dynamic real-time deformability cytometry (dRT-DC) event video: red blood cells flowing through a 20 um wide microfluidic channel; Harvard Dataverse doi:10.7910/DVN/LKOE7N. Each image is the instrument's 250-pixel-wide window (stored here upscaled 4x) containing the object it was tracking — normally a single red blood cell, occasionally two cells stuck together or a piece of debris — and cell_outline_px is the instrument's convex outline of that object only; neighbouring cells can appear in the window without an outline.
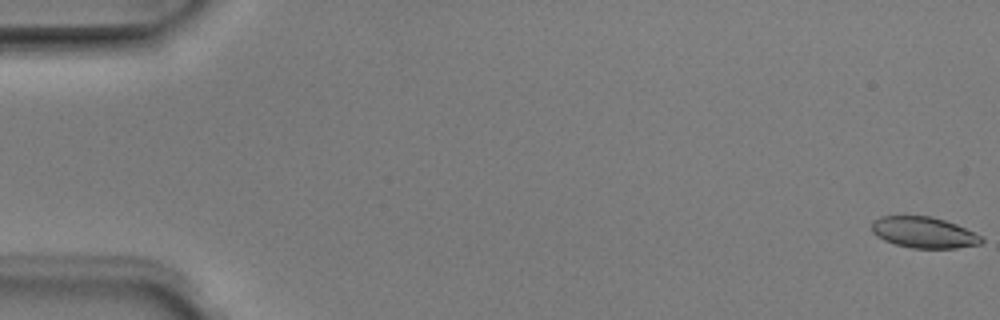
{"species": "Egyptian fruit bat (a non-hibernating species)", "species_latin": "Rousettus aegyptiacus", "temperature_condition": "room temperature", "stored_images_in_passage": 2, "camera_frame_rate_fps": 3000, "um_per_image_px": 0.085, "animal": {"sex": "male"}, "frame": {"image": 1, "passage_image": 1, "time_ms": 0.0, "image_size_px": [1000, 320], "cell_outline_px": [[984, 240], [980, 244], [956, 248], [912, 248], [896, 244], [884, 240], [876, 236], [872, 232], [872, 220], [880, 216], [932, 216], [956, 224], [984, 236]], "centroid_in_image_um": [78.54, 19.75], "position_along_channel_um": 6.5, "area_um2": 20.0}}
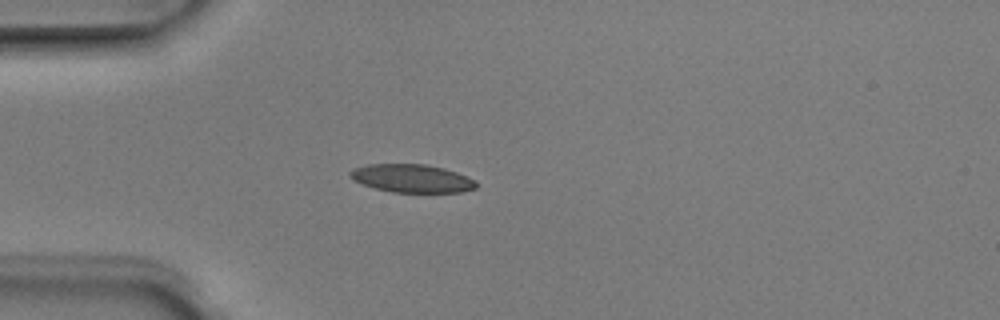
{"frame": {"image": 2, "passage_image": 2, "time_ms": 0.333, "image_size_px": [1000, 320], "cell_outline_px": [[476, 188], [460, 192], [392, 192], [376, 188], [352, 180], [348, 176], [348, 172], [352, 168], [368, 164], [424, 164], [444, 168], [468, 176], [476, 180]], "centroid_in_image_um": [34.99, 15.15], "position_along_channel_um": 50.0, "area_um2": 20.75}}